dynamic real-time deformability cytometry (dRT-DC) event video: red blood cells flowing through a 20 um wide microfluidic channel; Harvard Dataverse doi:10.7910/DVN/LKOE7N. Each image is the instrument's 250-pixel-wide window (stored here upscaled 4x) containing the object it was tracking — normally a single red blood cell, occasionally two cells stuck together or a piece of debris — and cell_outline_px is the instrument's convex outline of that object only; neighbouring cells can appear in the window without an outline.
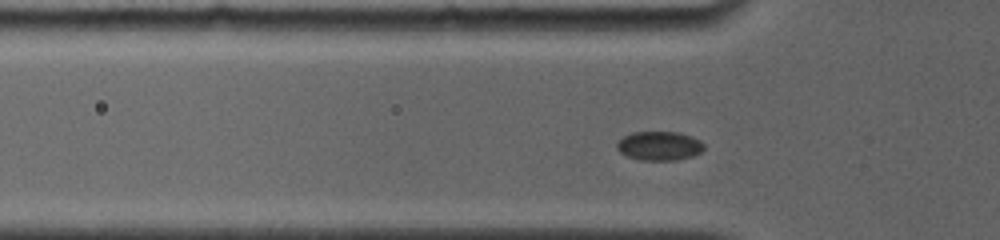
{"species": "common noctule bat (a hibernating species)", "species_latin": "Nyctalus noctula", "temperature_condition": "room temperature", "stored_images_in_passage": 31, "camera_frame_rate_fps": 4000, "um_per_image_px": 0.085, "animal": {"sex": "female", "body_mass_g": 19.0, "forearm_length_mm": 56.7}, "frame": {"image": 1, "passage_image": 3, "time_ms": 1.0, "image_size_px": [1000, 240], "cell_outline_px": [[704, 148], [700, 152], [692, 156], [676, 160], [640, 160], [628, 156], [620, 152], [616, 148], [616, 144], [624, 136], [632, 132], [680, 132], [692, 136], [700, 140], [704, 144]], "centroid_in_image_um": [56.05, 12.39], "position_along_channel_um": 69.7, "area_um2": 14.74}}
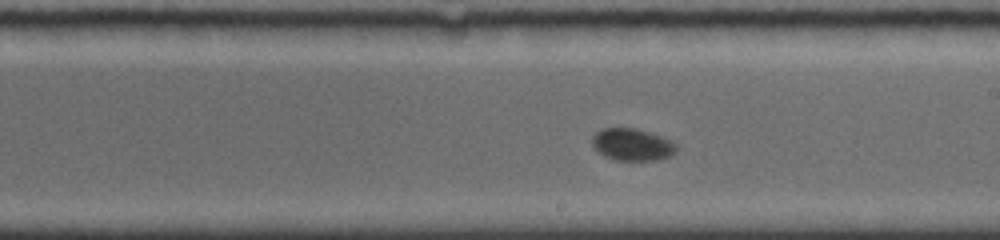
{"frame": {"image": 2, "passage_image": 15, "time_ms": 5.5, "image_size_px": [1000, 240], "cell_outline_px": [[676, 152], [668, 156], [656, 160], [616, 160], [604, 156], [592, 144], [592, 136], [596, 132], [604, 128], [636, 128], [672, 140], [676, 144]], "centroid_in_image_um": [53.74, 12.28], "position_along_channel_um": 235.3, "area_um2": 15.61}}
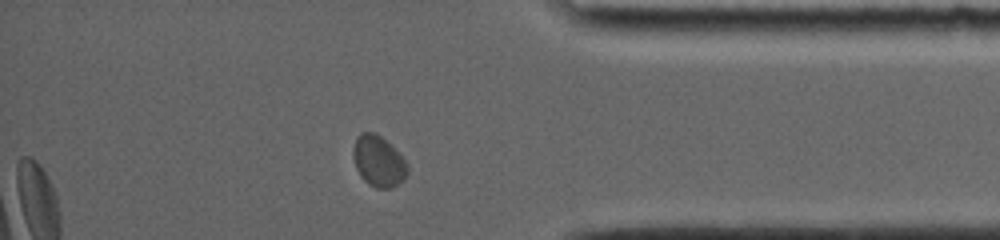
{"frame": {"image": 3, "passage_image": 27, "time_ms": 10.25, "image_size_px": [1000, 240], "cell_outline_px": [[408, 172], [404, 180], [392, 188], [376, 188], [368, 184], [360, 176], [356, 168], [352, 156], [352, 148], [356, 136], [360, 132], [376, 132], [408, 164]], "centroid_in_image_um": [32.13, 13.71], "position_along_channel_um": 403.1, "area_um2": 16.13}, "authors_computed_cell_mechanics": {"area_um2": 15.4904, "velocity_mm_per_s": 3.6881, "shape_relaxation_time_tau1_ms": 1.434, "shape_relaxation_time_tau2_ms": null, "deformation_change_tau1": 0.0372, "deformation_change_tau2": null}}